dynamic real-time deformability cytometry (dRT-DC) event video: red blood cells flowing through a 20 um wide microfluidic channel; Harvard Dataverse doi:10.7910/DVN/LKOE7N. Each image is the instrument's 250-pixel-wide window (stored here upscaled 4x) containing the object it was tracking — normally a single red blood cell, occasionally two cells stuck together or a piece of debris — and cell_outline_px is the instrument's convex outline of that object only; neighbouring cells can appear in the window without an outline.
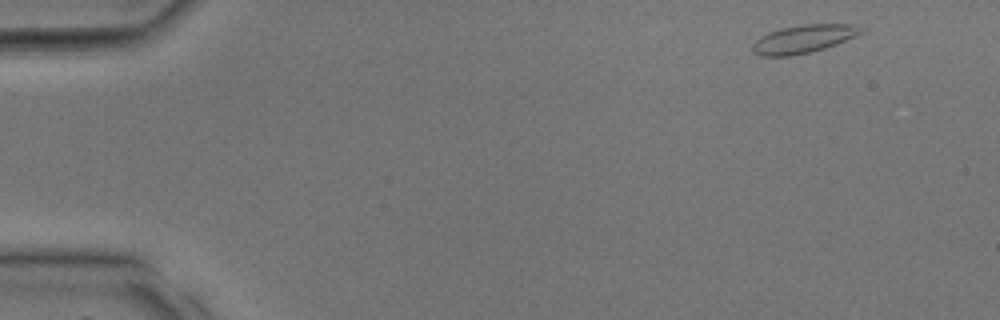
{"species": "common noctule bat (a hibernating species)", "species_latin": "Nyctalus noctula", "temperature_condition": "room temperature", "stored_images_in_passage": 16, "camera_frame_rate_fps": 3000, "um_per_image_px": 0.085, "animal": {"sex": "male", "body_mass_g": 17.9, "forearm_length_mm": 54.2}, "frame": {"image": 1, "passage_image": 1, "time_ms": 0.0, "image_size_px": [1000, 320], "cell_outline_px": [[864, 32], [856, 36], [836, 44], [812, 52], [792, 56], [764, 56], [752, 52], [752, 44], [760, 36], [768, 32], [780, 28], [800, 24], [860, 24]], "centroid_in_image_um": [68.31, 3.3], "position_along_channel_um": 16.7, "area_um2": 18.03}}
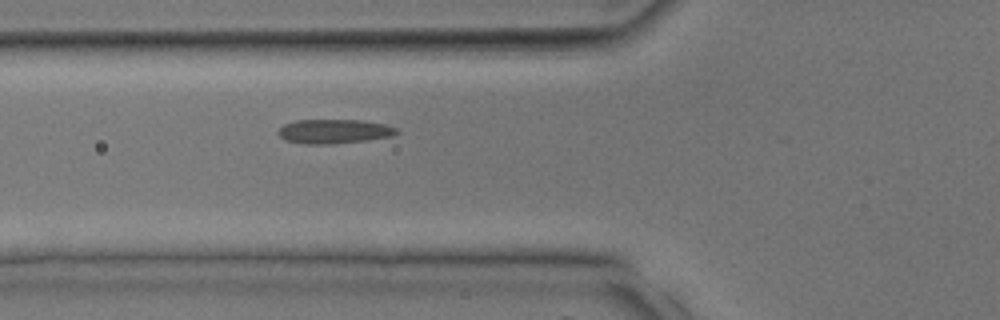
{"frame": {"image": 2, "passage_image": 11, "time_ms": 3.333, "image_size_px": [1000, 320], "cell_outline_px": [[400, 132], [392, 136], [368, 140], [332, 144], [304, 144], [284, 140], [276, 132], [284, 124], [296, 120], [364, 120], [384, 124], [400, 128]], "centroid_in_image_um": [28.43, 11.17], "position_along_channel_um": 97.4, "area_um2": 16.99}}
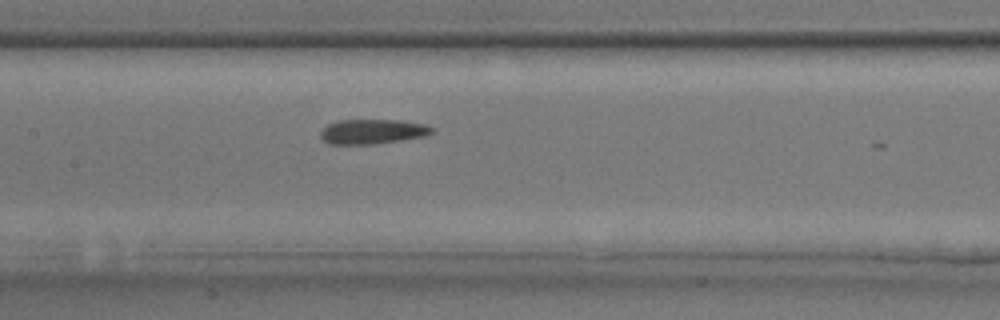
{"frame": {"image": 3, "passage_image": 15, "time_ms": 4.667, "image_size_px": [1000, 320], "cell_outline_px": [[436, 128], [432, 132], [424, 136], [400, 140], [372, 144], [328, 144], [320, 136], [320, 132], [328, 124], [340, 120], [400, 120], [424, 124]], "centroid_in_image_um": [31.66, 11.18], "position_along_channel_um": 175.7, "area_um2": 15.95}}